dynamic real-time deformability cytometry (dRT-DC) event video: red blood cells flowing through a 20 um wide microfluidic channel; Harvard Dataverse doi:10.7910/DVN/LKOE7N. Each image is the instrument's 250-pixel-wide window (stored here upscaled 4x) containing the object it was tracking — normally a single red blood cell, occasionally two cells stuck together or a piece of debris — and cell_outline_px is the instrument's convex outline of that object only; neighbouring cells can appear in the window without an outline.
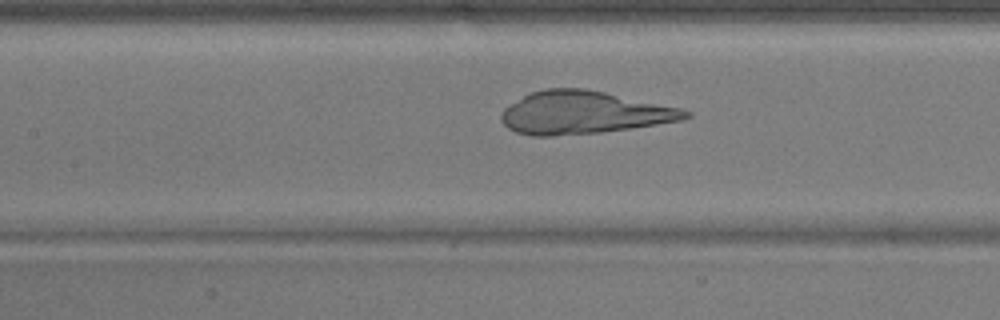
{"species": "common noctule bat (a hibernating species)", "species_latin": "Nyctalus noctula", "temperature_condition": "warm", "stored_images_in_passage": 41, "camera_frame_rate_fps": 3000, "um_per_image_px": 0.085, "animal": {"sex": "male", "body_mass_g": 17.9}, "frame": {"image": 1, "passage_image": 14, "time_ms": 4.333, "image_size_px": [1000, 320], "cell_outline_px": [[692, 116], [684, 120], [632, 128], [600, 132], [552, 136], [532, 136], [516, 132], [508, 128], [500, 120], [500, 116], [504, 108], [524, 96], [532, 92], [544, 88], [588, 88], [680, 108], [692, 112]], "centroid_in_image_um": [49.63, 9.57], "position_along_channel_um": 157.8, "area_um2": 45.89}}
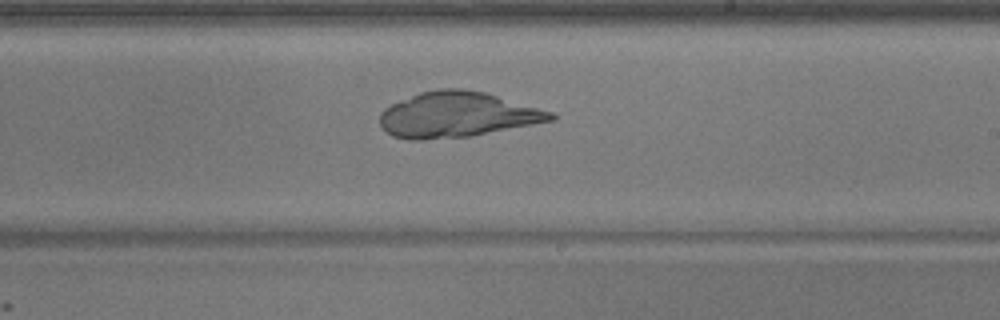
{"frame": {"image": 2, "passage_image": 21, "time_ms": 6.667, "image_size_px": [1000, 320], "cell_outline_px": [[556, 120], [472, 136], [424, 140], [408, 140], [392, 136], [380, 124], [380, 112], [384, 108], [392, 104], [420, 92], [440, 88], [464, 88], [488, 92], [552, 112], [556, 116]], "centroid_in_image_um": [38.88, 9.75], "position_along_channel_um": 250.1, "area_um2": 45.49}}
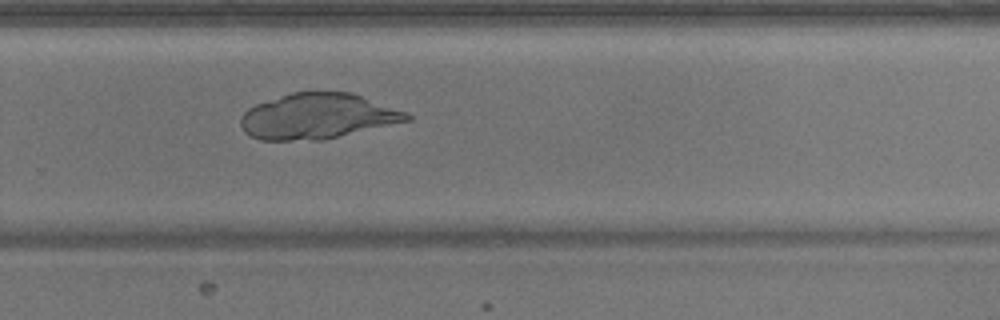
{"frame": {"image": 3, "passage_image": 25, "time_ms": 8.0, "image_size_px": [1000, 320], "cell_outline_px": [[412, 120], [324, 140], [260, 140], [244, 132], [240, 124], [240, 120], [244, 112], [248, 108], [256, 104], [292, 92], [352, 92], [408, 112], [412, 116]], "centroid_in_image_um": [27.03, 9.89], "position_along_channel_um": 302.8, "area_um2": 44.22}}